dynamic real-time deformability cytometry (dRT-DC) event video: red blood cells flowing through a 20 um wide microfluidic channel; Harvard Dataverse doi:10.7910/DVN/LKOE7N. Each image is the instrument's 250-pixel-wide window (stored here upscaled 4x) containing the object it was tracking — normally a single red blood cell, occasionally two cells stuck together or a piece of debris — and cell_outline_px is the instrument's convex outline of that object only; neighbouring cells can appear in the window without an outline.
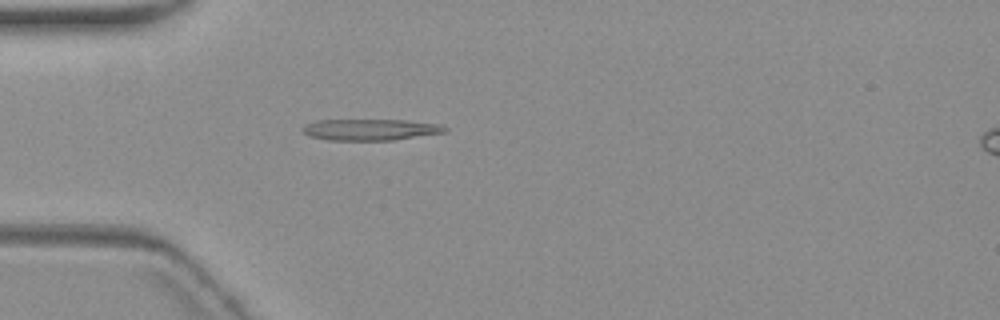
{"species": "common noctule bat (a hibernating species)", "species_latin": "Nyctalus noctula", "temperature_condition": "warm", "stored_images_in_passage": 3, "camera_frame_rate_fps": 3000, "um_per_image_px": 0.085, "animal": {"sex": "female", "body_mass_g": 19.3, "forearm_length_mm": 54.1}, "frame": {"image": 1, "passage_image": 3, "time_ms": 3.333, "image_size_px": [1000, 320], "cell_outline_px": [[448, 128], [444, 132], [392, 140], [328, 140], [308, 136], [300, 128], [304, 124], [316, 120], [404, 120], [440, 124]], "centroid_in_image_um": [31.41, 11.01], "position_along_channel_um": 53.6, "area_um2": 17.63}}